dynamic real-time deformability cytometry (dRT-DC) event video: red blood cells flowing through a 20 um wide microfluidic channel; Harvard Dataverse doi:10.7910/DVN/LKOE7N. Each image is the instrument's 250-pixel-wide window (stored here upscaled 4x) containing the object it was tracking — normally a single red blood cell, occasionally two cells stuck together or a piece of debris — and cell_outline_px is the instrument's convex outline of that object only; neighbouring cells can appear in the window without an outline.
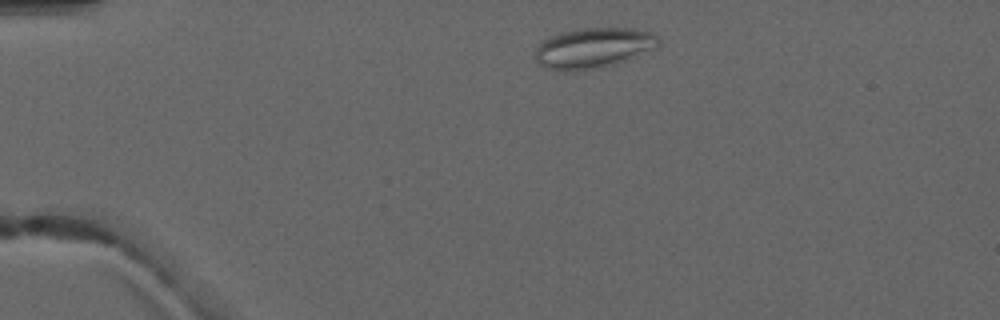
{"species": "common noctule bat (a hibernating species)", "species_latin": "Nyctalus noctula", "temperature_condition": "warm", "stored_images_in_passage": 3, "camera_frame_rate_fps": 3000, "um_per_image_px": 0.085, "animal": {"sex": "male", "forearm_length_mm": 52.5}, "frame": {"image": 1, "passage_image": 1, "time_ms": 0.0, "image_size_px": [1000, 320], "cell_outline_px": [[660, 40], [652, 48], [612, 64], [600, 68], [564, 72], [548, 68], [540, 64], [536, 60], [536, 48], [544, 40], [552, 36], [564, 32], [584, 28], [632, 28], [652, 32]], "centroid_in_image_um": [50.38, 4.07], "position_along_channel_um": 34.6, "area_um2": 28.21}}